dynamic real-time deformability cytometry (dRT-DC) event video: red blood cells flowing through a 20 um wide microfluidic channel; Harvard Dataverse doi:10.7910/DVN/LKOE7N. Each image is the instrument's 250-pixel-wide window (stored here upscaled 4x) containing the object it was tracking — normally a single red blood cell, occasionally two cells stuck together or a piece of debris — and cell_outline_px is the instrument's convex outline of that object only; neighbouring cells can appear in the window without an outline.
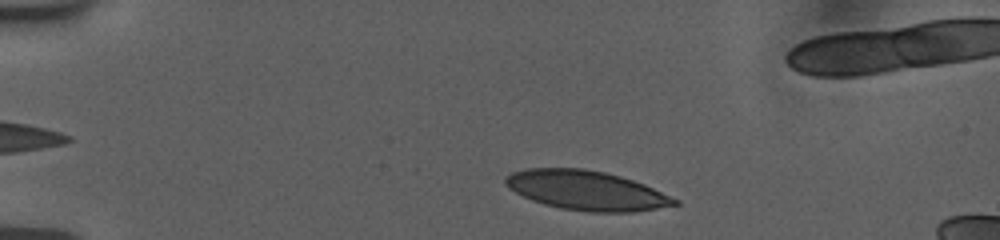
{"species": "human", "species_latin": "Homo sapiens", "temperature_condition": "room temperature", "stored_images_in_passage": 11, "camera_frame_rate_fps": 3000, "um_per_image_px": 0.085, "donor": {"sex": "female"}, "frame": {"image": 1, "passage_image": 2, "time_ms": 0.667, "image_size_px": [1000, 240], "cell_outline_px": [[680, 204], [632, 212], [588, 212], [560, 208], [544, 204], [532, 200], [508, 188], [504, 184], [504, 176], [512, 172], [528, 168], [584, 168], [604, 172], [620, 176], [644, 184], [680, 200]], "centroid_in_image_um": [49.82, 16.18], "position_along_channel_um": 35.2, "area_um2": 38.84}}
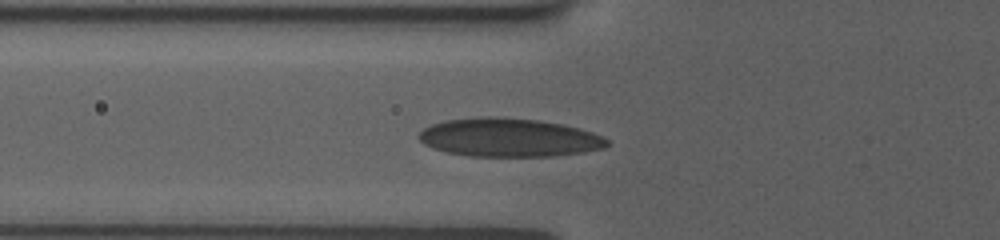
{"frame": {"image": 2, "passage_image": 10, "time_ms": 3.667, "image_size_px": [1000, 240], "cell_outline_px": [[608, 144], [604, 148], [584, 152], [552, 156], [468, 156], [444, 152], [432, 148], [424, 144], [416, 136], [424, 128], [432, 124], [444, 120], [484, 116], [504, 116], [540, 120], [564, 124], [580, 128], [604, 136], [608, 140]], "centroid_in_image_um": [43.25, 11.68], "position_along_channel_um": 82.5, "area_um2": 42.77}}